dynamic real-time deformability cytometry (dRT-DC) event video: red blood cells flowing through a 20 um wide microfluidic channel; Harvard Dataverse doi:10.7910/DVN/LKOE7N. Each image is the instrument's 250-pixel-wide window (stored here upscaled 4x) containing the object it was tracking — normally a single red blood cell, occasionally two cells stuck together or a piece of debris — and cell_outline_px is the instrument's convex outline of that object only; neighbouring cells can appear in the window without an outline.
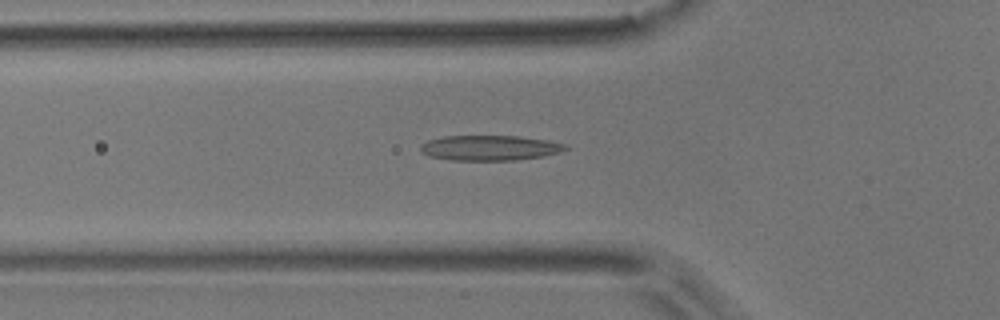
{"species": "common noctule bat (a hibernating species)", "species_latin": "Nyctalus noctula", "temperature_condition": "room temperature", "stored_images_in_passage": 40, "camera_frame_rate_fps": 3000, "um_per_image_px": 0.085, "animal": {"sex": "male", "body_mass_g": 17.9}, "frame": {"image": 1, "passage_image": 5, "time_ms": 1.333, "image_size_px": [1000, 320], "cell_outline_px": [[568, 148], [560, 152], [544, 156], [516, 160], [452, 160], [428, 156], [420, 152], [420, 144], [428, 140], [444, 136], [520, 136], [548, 140], [568, 144]], "centroid_in_image_um": [41.64, 12.57], "position_along_channel_um": 84.2, "area_um2": 21.44}}
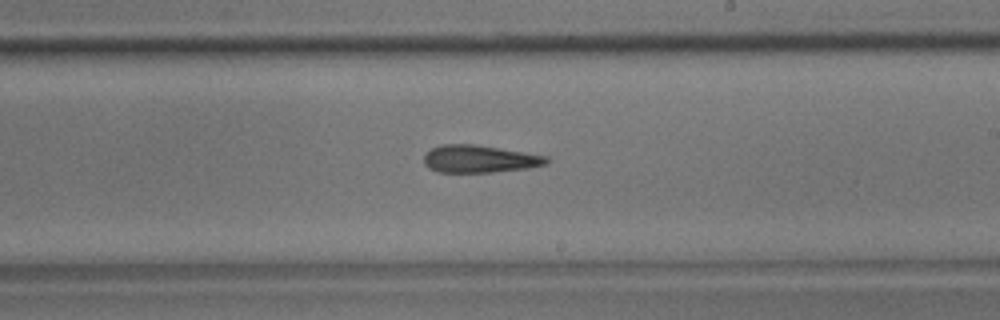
{"frame": {"image": 2, "passage_image": 18, "time_ms": 5.667, "image_size_px": [1000, 320], "cell_outline_px": [[552, 160], [548, 164], [528, 168], [492, 172], [436, 172], [428, 168], [424, 164], [424, 156], [432, 148], [440, 144], [472, 144], [524, 152], [548, 156]], "centroid_in_image_um": [40.78, 13.51], "position_along_channel_um": 248.2, "area_um2": 19.71}}
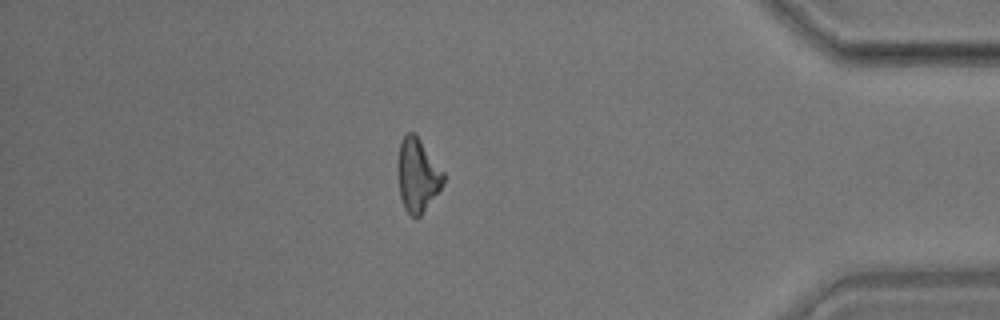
{"frame": {"image": 3, "passage_image": 33, "time_ms": 10.667, "image_size_px": [1000, 320], "cell_outline_px": [[444, 184], [420, 216], [412, 216], [404, 208], [400, 196], [400, 144], [404, 136], [408, 132], [412, 132], [420, 140], [444, 172]], "centroid_in_image_um": [35.54, 14.92], "position_along_channel_um": 399.7, "area_um2": 18.61}, "authors_computed_cell_mechanics": {"area_um2": 19.6809, "velocity_mm_per_s": 3.7737, "shape_relaxation_time_tau1_ms": null, "shape_relaxation_time_tau2_ms": 7.3836, "deformation_change_tau1": null, "deformation_change_tau2": 0.2304}}